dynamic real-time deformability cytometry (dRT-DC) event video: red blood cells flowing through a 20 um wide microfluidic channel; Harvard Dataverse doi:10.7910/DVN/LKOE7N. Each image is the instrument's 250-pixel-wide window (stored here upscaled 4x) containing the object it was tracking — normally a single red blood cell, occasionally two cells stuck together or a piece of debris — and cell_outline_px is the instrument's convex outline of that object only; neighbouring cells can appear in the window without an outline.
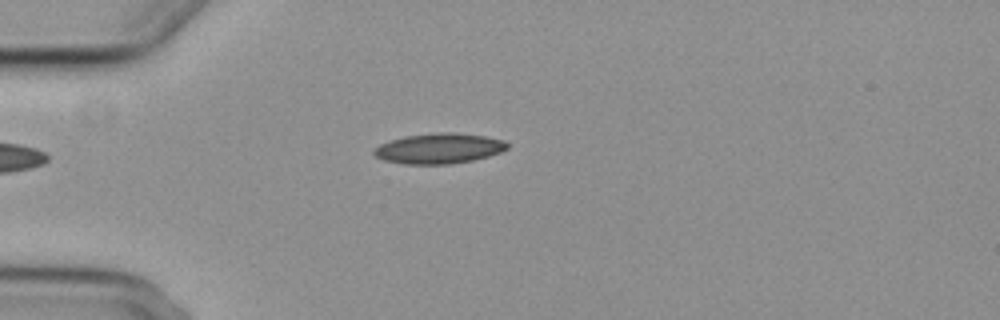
{"species": "common noctule bat (a hibernating species)", "species_latin": "Nyctalus noctula", "temperature_condition": "cold", "stored_images_in_passage": 4, "camera_frame_rate_fps": 3000, "um_per_image_px": 0.085, "animal": {"sex": "female", "body_mass_g": 29.2, "forearm_length_mm": 56.3}, "frame": {"image": 1, "passage_image": 4, "time_ms": 3.667, "image_size_px": [1000, 320], "cell_outline_px": [[508, 148], [500, 152], [488, 156], [472, 160], [448, 164], [404, 164], [384, 160], [376, 156], [372, 152], [380, 144], [404, 136], [436, 132], [452, 132], [484, 136], [504, 140], [508, 144]], "centroid_in_image_um": [37.32, 12.61], "position_along_channel_um": 47.7, "area_um2": 23.41}}